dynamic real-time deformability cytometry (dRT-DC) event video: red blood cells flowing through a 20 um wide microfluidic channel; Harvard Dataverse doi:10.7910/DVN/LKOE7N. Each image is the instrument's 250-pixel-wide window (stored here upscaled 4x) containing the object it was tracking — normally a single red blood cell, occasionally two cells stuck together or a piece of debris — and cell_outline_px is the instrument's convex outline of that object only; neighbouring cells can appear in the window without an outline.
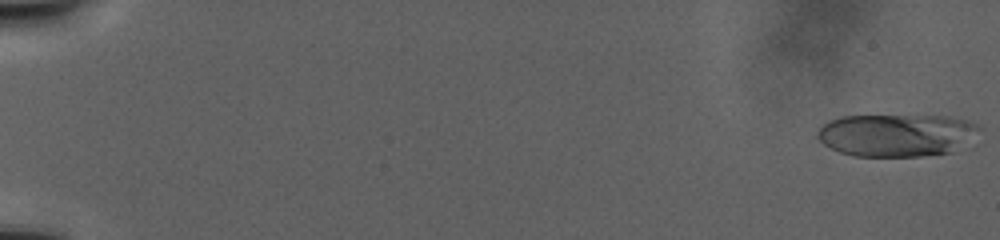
{"species": "human", "species_latin": "Homo sapiens", "temperature_condition": "warm", "stored_images_in_passage": 122, "camera_frame_rate_fps": 3000, "um_per_image_px": 0.085, "donor": {"sex": "male"}, "frame": {"image": 1, "passage_image": 1, "time_ms": 0.0, "image_size_px": [1000, 240], "cell_outline_px": [[980, 128], [960, 148], [952, 152], [920, 156], [852, 156], [840, 152], [824, 144], [816, 136], [816, 132], [828, 120], [840, 116], [948, 116], [968, 120], [976, 124]], "centroid_in_image_um": [76.17, 11.48], "position_along_channel_um": 8.8, "area_um2": 40.0}}
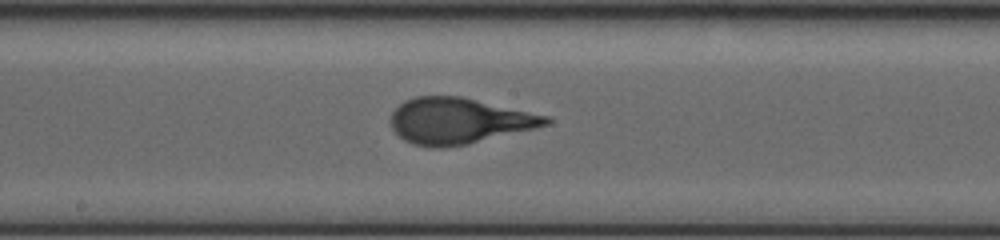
{"frame": {"image": 2, "passage_image": 70, "time_ms": 23.667, "image_size_px": [1000, 240], "cell_outline_px": [[552, 120], [548, 124], [536, 128], [468, 144], [440, 148], [432, 148], [412, 144], [404, 140], [392, 128], [392, 112], [404, 100], [416, 96], [460, 96], [548, 116]], "centroid_in_image_um": [38.99, 10.28], "position_along_channel_um": 209.2, "area_um2": 41.27}}
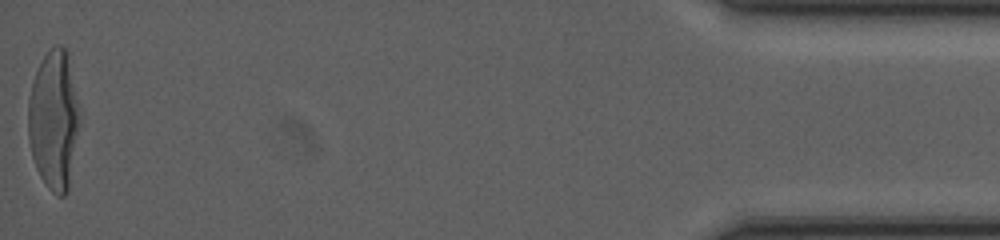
{"frame": {"image": 3, "passage_image": 122, "time_ms": 41.333, "image_size_px": [1000, 240], "cell_outline_px": [[80, 116], [68, 192], [64, 196], [56, 196], [48, 188], [40, 176], [36, 168], [32, 156], [28, 136], [28, 100], [32, 84], [36, 72], [44, 56], [56, 44], [60, 44], [68, 52], [80, 108]], "centroid_in_image_um": [4.59, 10.2], "position_along_channel_um": 430.6, "area_um2": 41.85}}